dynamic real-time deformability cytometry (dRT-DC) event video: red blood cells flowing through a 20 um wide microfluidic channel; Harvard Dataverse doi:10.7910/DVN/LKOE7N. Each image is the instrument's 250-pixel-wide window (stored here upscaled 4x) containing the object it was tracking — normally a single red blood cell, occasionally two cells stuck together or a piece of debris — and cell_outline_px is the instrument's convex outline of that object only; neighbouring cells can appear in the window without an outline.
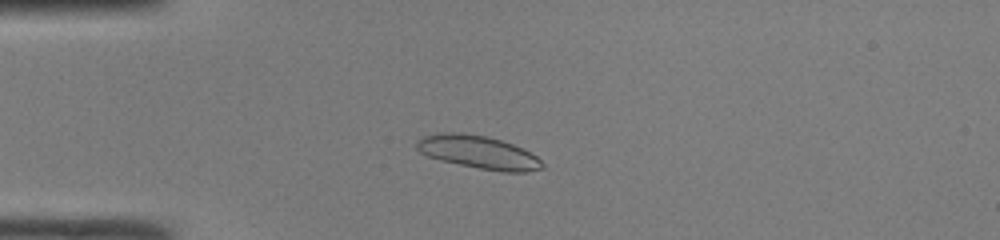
{"species": "common noctule bat (a hibernating species)", "species_latin": "Nyctalus noctula", "temperature_condition": "room temperature", "stored_images_in_passage": 45, "camera_frame_rate_fps": 3000, "um_per_image_px": 0.085, "animal": {"sex": "male", "body_mass_g": 19.0, "forearm_length_mm": 50.8}, "frame": {"image": 1, "passage_image": 10, "time_ms": 3.0, "image_size_px": [1000, 240], "cell_outline_px": [[544, 168], [524, 172], [504, 172], [480, 168], [440, 160], [428, 156], [420, 152], [416, 148], [416, 140], [424, 136], [440, 132], [460, 132], [484, 136], [500, 140], [512, 144], [536, 156], [544, 164]], "centroid_in_image_um": [40.63, 12.93], "position_along_channel_um": 44.4, "area_um2": 23.93}}
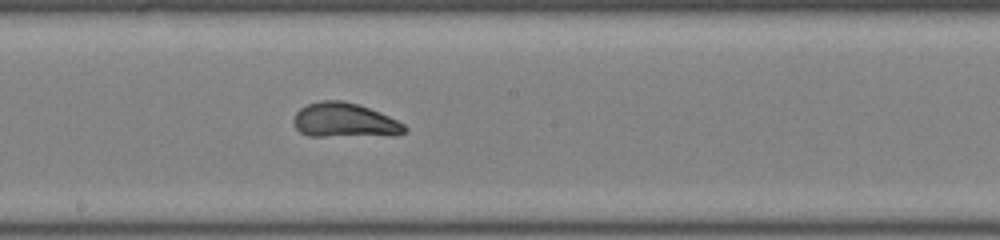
{"frame": {"image": 2, "passage_image": 24, "time_ms": 7.667, "image_size_px": [1000, 240], "cell_outline_px": [[408, 128], [404, 132], [392, 136], [308, 136], [300, 132], [296, 128], [292, 120], [296, 112], [300, 108], [308, 104], [320, 100], [344, 100], [380, 112], [404, 124]], "centroid_in_image_um": [29.27, 10.24], "position_along_channel_um": 218.9, "area_um2": 22.48}}
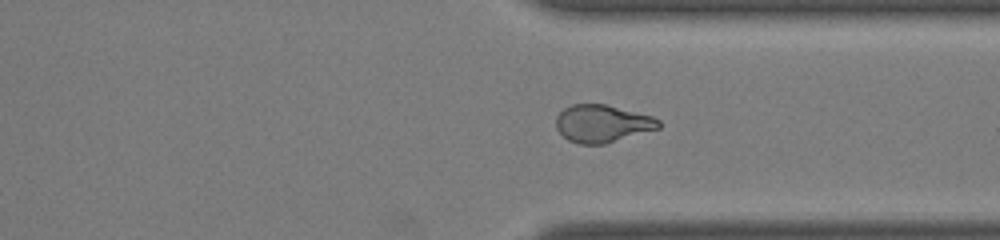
{"frame": {"image": 3, "passage_image": 34, "time_ms": 11.0, "image_size_px": [1000, 240], "cell_outline_px": [[660, 128], [604, 144], [580, 144], [568, 140], [556, 128], [556, 116], [564, 108], [572, 104], [604, 104], [652, 116], [660, 120]], "centroid_in_image_um": [51.18, 10.5], "position_along_channel_um": 360.2, "area_um2": 22.31}, "authors_computed_cell_mechanics": {"area_um2": 23.1778, "velocity_mm_per_s": 4.2093, "shape_relaxation_time_tau1_ms": 5.2631, "shape_relaxation_time_tau2_ms": 0.7796, "deformation_change_tau1": 0.184, "deformation_change_tau2": 0.0889}}